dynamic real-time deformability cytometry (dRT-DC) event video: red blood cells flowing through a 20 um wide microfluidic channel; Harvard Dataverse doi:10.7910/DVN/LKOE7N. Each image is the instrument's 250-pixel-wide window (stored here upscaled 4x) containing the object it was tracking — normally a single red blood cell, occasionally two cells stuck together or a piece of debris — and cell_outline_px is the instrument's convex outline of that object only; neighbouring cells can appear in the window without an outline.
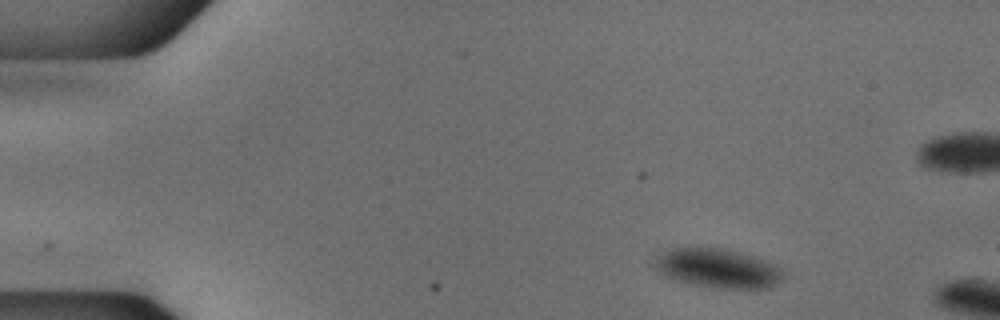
{"species": "common noctule bat (a hibernating species)", "species_latin": "Nyctalus noctula", "temperature_condition": "cold", "stored_images_in_passage": 6, "camera_frame_rate_fps": 3000, "um_per_image_px": 0.085, "animal": {"sex": "male", "body_mass_g": 18.8}, "frame": {"image": 1, "passage_image": 1, "time_ms": 0.0, "image_size_px": [1000, 320], "cell_outline_px": [[784, 276], [776, 284], [768, 288], [712, 288], [672, 280], [664, 276], [656, 268], [656, 264], [660, 256], [664, 252], [672, 248], [728, 248], [756, 256], [780, 268], [784, 272]], "centroid_in_image_um": [61.05, 22.81], "position_along_channel_um": 24.0, "area_um2": 29.25}}